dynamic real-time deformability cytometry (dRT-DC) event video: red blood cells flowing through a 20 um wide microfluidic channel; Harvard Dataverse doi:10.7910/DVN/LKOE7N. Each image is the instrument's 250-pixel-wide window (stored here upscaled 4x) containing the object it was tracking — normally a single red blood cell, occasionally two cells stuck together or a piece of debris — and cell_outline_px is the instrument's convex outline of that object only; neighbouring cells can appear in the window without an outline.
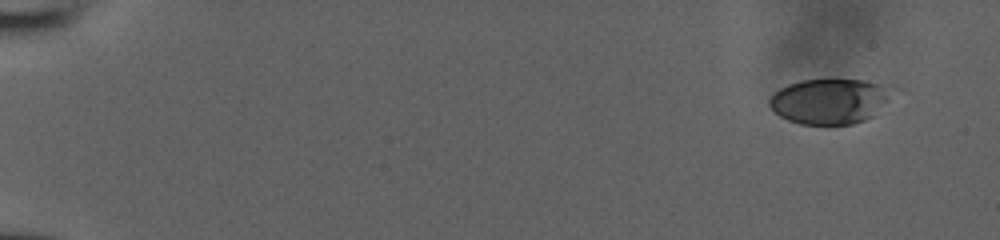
{"species": "human", "species_latin": "Homo sapiens", "temperature_condition": "room temperature", "stored_images_in_passage": 11, "camera_frame_rate_fps": 3000, "um_per_image_px": 0.085, "donor": {"sex": "male"}, "frame": {"image": 1, "passage_image": 1, "time_ms": 0.0, "image_size_px": [1000, 240], "cell_outline_px": [[888, 100], [872, 116], [864, 120], [852, 124], [800, 124], [788, 120], [780, 116], [768, 104], [768, 100], [772, 92], [788, 84], [800, 80], [860, 80], [880, 84]], "centroid_in_image_um": [70.37, 8.62], "position_along_channel_um": 14.6, "area_um2": 31.5}}
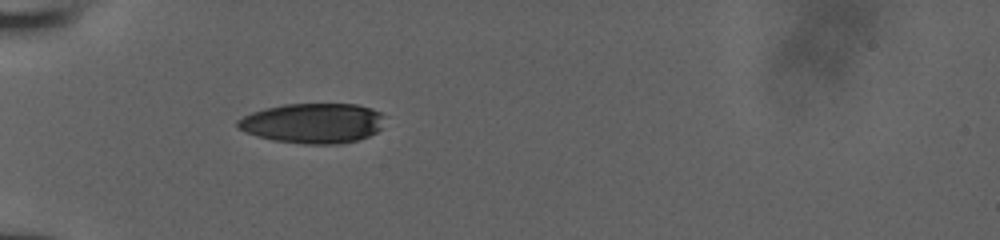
{"frame": {"image": 2, "passage_image": 7, "time_ms": 2.0, "image_size_px": [1000, 240], "cell_outline_px": [[388, 116], [384, 128], [368, 136], [356, 140], [340, 144], [304, 144], [272, 140], [256, 136], [244, 132], [236, 124], [236, 120], [252, 112], [264, 108], [284, 104], [356, 104], [372, 108]], "centroid_in_image_um": [26.65, 10.47], "position_along_channel_um": 58.3, "area_um2": 34.85}}
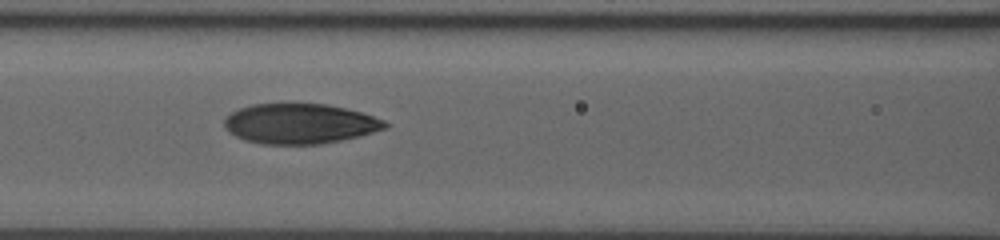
{"frame": {"image": 3, "passage_image": 10, "time_ms": 3.0, "image_size_px": [1000, 240], "cell_outline_px": [[388, 128], [360, 136], [320, 144], [264, 144], [244, 140], [236, 136], [224, 128], [224, 120], [232, 112], [240, 108], [252, 104], [328, 104], [360, 112], [384, 120], [388, 124]], "centroid_in_image_um": [25.49, 10.52], "position_along_channel_um": 141.1, "area_um2": 37.4}}